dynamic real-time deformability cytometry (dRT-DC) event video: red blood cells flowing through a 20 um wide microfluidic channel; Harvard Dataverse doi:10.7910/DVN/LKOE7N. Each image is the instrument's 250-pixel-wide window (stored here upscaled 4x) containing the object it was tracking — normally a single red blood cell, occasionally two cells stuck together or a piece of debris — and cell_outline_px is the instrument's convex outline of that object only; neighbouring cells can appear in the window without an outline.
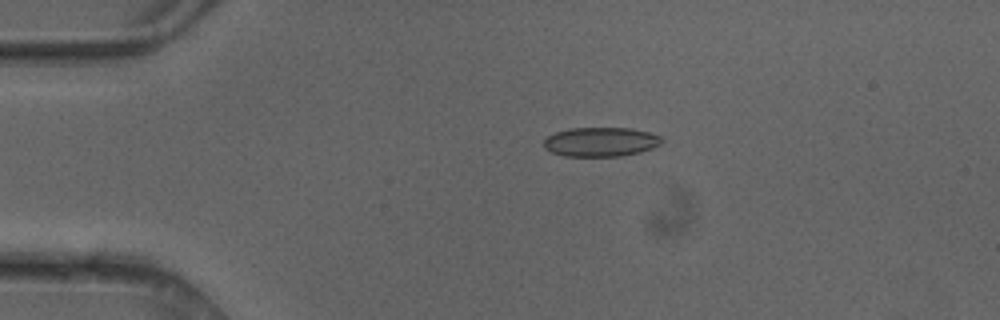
{"species": "common noctule bat (a hibernating species)", "species_latin": "Nyctalus noctula", "temperature_condition": "cold", "stored_images_in_passage": 5, "camera_frame_rate_fps": 3000, "um_per_image_px": 0.085, "animal": {"sex": "female"}, "frame": {"image": 1, "passage_image": 5, "time_ms": 1.333, "image_size_px": [1000, 320], "cell_outline_px": [[664, 140], [660, 144], [652, 148], [640, 152], [620, 156], [564, 156], [552, 152], [544, 148], [544, 140], [548, 136], [556, 132], [568, 128], [632, 128], [664, 136]], "centroid_in_image_um": [51.09, 12.05], "position_along_channel_um": 33.9, "area_um2": 20.23}}